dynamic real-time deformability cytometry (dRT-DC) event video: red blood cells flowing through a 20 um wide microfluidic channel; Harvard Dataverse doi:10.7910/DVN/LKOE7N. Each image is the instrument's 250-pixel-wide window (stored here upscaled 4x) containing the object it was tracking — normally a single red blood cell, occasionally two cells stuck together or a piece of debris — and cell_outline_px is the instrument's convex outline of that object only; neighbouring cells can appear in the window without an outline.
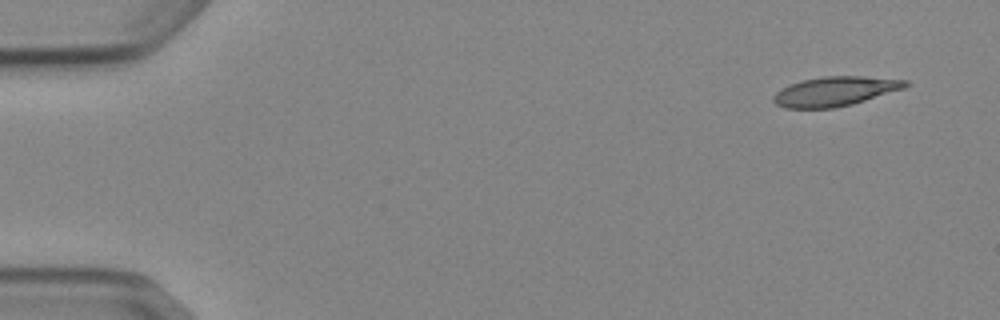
{"species": "Egyptian fruit bat (a non-hibernating species)", "species_latin": "Rousettus aegyptiacus", "temperature_condition": "cold", "stored_images_in_passage": 50, "camera_frame_rate_fps": 3000, "um_per_image_px": 0.085, "animal": {"sex": "female"}, "frame": {"image": 1, "passage_image": 1, "time_ms": 0.0, "image_size_px": [1000, 320], "cell_outline_px": [[908, 84], [904, 88], [852, 104], [832, 108], [784, 108], [776, 104], [772, 100], [772, 96], [776, 92], [788, 84], [804, 80], [824, 76], [860, 76], [908, 80]], "centroid_in_image_um": [70.93, 7.76], "position_along_channel_um": 14.1, "area_um2": 22.48}}
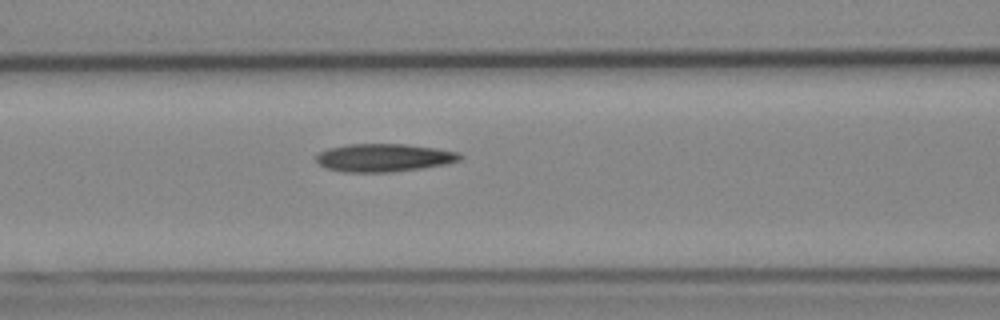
{"frame": {"image": 2, "passage_image": 20, "time_ms": 6.333, "image_size_px": [1000, 320], "cell_outline_px": [[464, 156], [460, 160], [448, 164], [420, 168], [388, 172], [344, 172], [328, 168], [320, 164], [316, 160], [316, 156], [320, 152], [328, 148], [348, 144], [404, 144], [436, 148], [460, 152]], "centroid_in_image_um": [32.67, 13.4], "position_along_channel_um": 133.9, "area_um2": 23.41}}
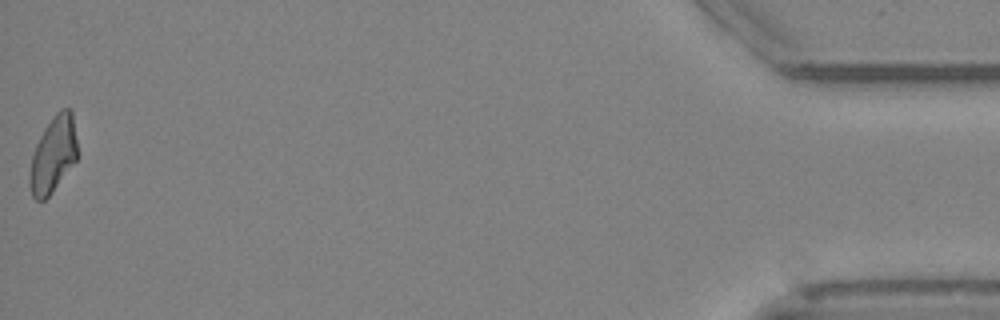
{"frame": {"image": 3, "passage_image": 50, "time_ms": 16.333, "image_size_px": [1000, 320], "cell_outline_px": [[76, 160], [48, 196], [44, 200], [36, 200], [32, 196], [28, 180], [32, 156], [36, 144], [44, 128], [56, 112], [60, 108], [68, 108], [72, 112], [76, 140]], "centroid_in_image_um": [4.5, 13.13], "position_along_channel_um": 430.7, "area_um2": 20.75}, "authors_computed_cell_mechanics": {"area_um2": 22.5131, "velocity_mm_per_s": 3.877, "shape_relaxation_time_tau1_ms": null, "shape_relaxation_time_tau2_ms": 4.4121, "deformation_change_tau1": null, "deformation_change_tau2": 0.1422}}